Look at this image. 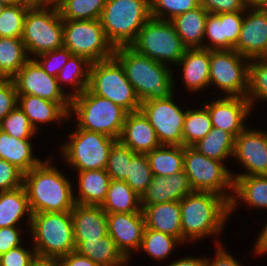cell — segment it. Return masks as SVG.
<instances>
[{
	"instance_id": "cell-1",
	"label": "cell",
	"mask_w": 267,
	"mask_h": 266,
	"mask_svg": "<svg viewBox=\"0 0 267 266\" xmlns=\"http://www.w3.org/2000/svg\"><path fill=\"white\" fill-rule=\"evenodd\" d=\"M50 164L40 162L23 175L32 214L71 211L76 204L70 181Z\"/></svg>"
},
{
	"instance_id": "cell-2",
	"label": "cell",
	"mask_w": 267,
	"mask_h": 266,
	"mask_svg": "<svg viewBox=\"0 0 267 266\" xmlns=\"http://www.w3.org/2000/svg\"><path fill=\"white\" fill-rule=\"evenodd\" d=\"M114 57L123 66L140 102L164 99L173 95L169 66L136 52L130 46L115 48Z\"/></svg>"
},
{
	"instance_id": "cell-3",
	"label": "cell",
	"mask_w": 267,
	"mask_h": 266,
	"mask_svg": "<svg viewBox=\"0 0 267 266\" xmlns=\"http://www.w3.org/2000/svg\"><path fill=\"white\" fill-rule=\"evenodd\" d=\"M183 242L221 232L230 203L213 192L193 191L180 200Z\"/></svg>"
},
{
	"instance_id": "cell-4",
	"label": "cell",
	"mask_w": 267,
	"mask_h": 266,
	"mask_svg": "<svg viewBox=\"0 0 267 266\" xmlns=\"http://www.w3.org/2000/svg\"><path fill=\"white\" fill-rule=\"evenodd\" d=\"M151 17L150 0H106L99 21L114 48L130 46Z\"/></svg>"
},
{
	"instance_id": "cell-5",
	"label": "cell",
	"mask_w": 267,
	"mask_h": 266,
	"mask_svg": "<svg viewBox=\"0 0 267 266\" xmlns=\"http://www.w3.org/2000/svg\"><path fill=\"white\" fill-rule=\"evenodd\" d=\"M70 112L78 118V128L102 133L117 140L121 137L127 111L111 100L93 94L88 88L71 98Z\"/></svg>"
},
{
	"instance_id": "cell-6",
	"label": "cell",
	"mask_w": 267,
	"mask_h": 266,
	"mask_svg": "<svg viewBox=\"0 0 267 266\" xmlns=\"http://www.w3.org/2000/svg\"><path fill=\"white\" fill-rule=\"evenodd\" d=\"M29 226L37 256L61 258L75 251L71 211L32 214Z\"/></svg>"
},
{
	"instance_id": "cell-7",
	"label": "cell",
	"mask_w": 267,
	"mask_h": 266,
	"mask_svg": "<svg viewBox=\"0 0 267 266\" xmlns=\"http://www.w3.org/2000/svg\"><path fill=\"white\" fill-rule=\"evenodd\" d=\"M88 89L93 94L120 105L128 113L140 110L141 102L127 79L123 66L115 57L91 63Z\"/></svg>"
},
{
	"instance_id": "cell-8",
	"label": "cell",
	"mask_w": 267,
	"mask_h": 266,
	"mask_svg": "<svg viewBox=\"0 0 267 266\" xmlns=\"http://www.w3.org/2000/svg\"><path fill=\"white\" fill-rule=\"evenodd\" d=\"M130 47L163 64H178L187 49L171 21L154 17L146 21Z\"/></svg>"
},
{
	"instance_id": "cell-9",
	"label": "cell",
	"mask_w": 267,
	"mask_h": 266,
	"mask_svg": "<svg viewBox=\"0 0 267 266\" xmlns=\"http://www.w3.org/2000/svg\"><path fill=\"white\" fill-rule=\"evenodd\" d=\"M63 47L91 63L110 59L114 57L115 51L99 19H63Z\"/></svg>"
},
{
	"instance_id": "cell-10",
	"label": "cell",
	"mask_w": 267,
	"mask_h": 266,
	"mask_svg": "<svg viewBox=\"0 0 267 266\" xmlns=\"http://www.w3.org/2000/svg\"><path fill=\"white\" fill-rule=\"evenodd\" d=\"M27 53L36 57L63 47V19L56 8L30 7L27 10L23 34Z\"/></svg>"
},
{
	"instance_id": "cell-11",
	"label": "cell",
	"mask_w": 267,
	"mask_h": 266,
	"mask_svg": "<svg viewBox=\"0 0 267 266\" xmlns=\"http://www.w3.org/2000/svg\"><path fill=\"white\" fill-rule=\"evenodd\" d=\"M183 171L194 191L213 192L230 203L233 195L222 191L226 188L234 191V179L224 163L208 158L192 146H184Z\"/></svg>"
},
{
	"instance_id": "cell-12",
	"label": "cell",
	"mask_w": 267,
	"mask_h": 266,
	"mask_svg": "<svg viewBox=\"0 0 267 266\" xmlns=\"http://www.w3.org/2000/svg\"><path fill=\"white\" fill-rule=\"evenodd\" d=\"M73 133L69 134L70 142L62 146L67 163L78 171L106 169L111 147L117 139L78 127Z\"/></svg>"
},
{
	"instance_id": "cell-13",
	"label": "cell",
	"mask_w": 267,
	"mask_h": 266,
	"mask_svg": "<svg viewBox=\"0 0 267 266\" xmlns=\"http://www.w3.org/2000/svg\"><path fill=\"white\" fill-rule=\"evenodd\" d=\"M245 59L250 61L234 49L210 50L209 85L214 83L221 91L224 90L228 96L246 97L249 61L246 63Z\"/></svg>"
},
{
	"instance_id": "cell-14",
	"label": "cell",
	"mask_w": 267,
	"mask_h": 266,
	"mask_svg": "<svg viewBox=\"0 0 267 266\" xmlns=\"http://www.w3.org/2000/svg\"><path fill=\"white\" fill-rule=\"evenodd\" d=\"M140 110L156 131L161 145H182L186 111L173 102V95L151 101H143Z\"/></svg>"
},
{
	"instance_id": "cell-15",
	"label": "cell",
	"mask_w": 267,
	"mask_h": 266,
	"mask_svg": "<svg viewBox=\"0 0 267 266\" xmlns=\"http://www.w3.org/2000/svg\"><path fill=\"white\" fill-rule=\"evenodd\" d=\"M18 94L34 95L53 102H71L57 78L48 75L41 65L30 58L12 78Z\"/></svg>"
},
{
	"instance_id": "cell-16",
	"label": "cell",
	"mask_w": 267,
	"mask_h": 266,
	"mask_svg": "<svg viewBox=\"0 0 267 266\" xmlns=\"http://www.w3.org/2000/svg\"><path fill=\"white\" fill-rule=\"evenodd\" d=\"M145 228L143 210L132 213H107L108 235L127 260L133 250L140 249Z\"/></svg>"
},
{
	"instance_id": "cell-17",
	"label": "cell",
	"mask_w": 267,
	"mask_h": 266,
	"mask_svg": "<svg viewBox=\"0 0 267 266\" xmlns=\"http://www.w3.org/2000/svg\"><path fill=\"white\" fill-rule=\"evenodd\" d=\"M233 156L248 171L236 176L267 175V132L245 128L235 138Z\"/></svg>"
},
{
	"instance_id": "cell-18",
	"label": "cell",
	"mask_w": 267,
	"mask_h": 266,
	"mask_svg": "<svg viewBox=\"0 0 267 266\" xmlns=\"http://www.w3.org/2000/svg\"><path fill=\"white\" fill-rule=\"evenodd\" d=\"M250 9L234 50L248 59L262 58L267 51V8Z\"/></svg>"
},
{
	"instance_id": "cell-19",
	"label": "cell",
	"mask_w": 267,
	"mask_h": 266,
	"mask_svg": "<svg viewBox=\"0 0 267 266\" xmlns=\"http://www.w3.org/2000/svg\"><path fill=\"white\" fill-rule=\"evenodd\" d=\"M205 108L211 118L212 126L231 133L235 138L246 128L244 120L250 113L251 105L246 97L225 96L212 101Z\"/></svg>"
},
{
	"instance_id": "cell-20",
	"label": "cell",
	"mask_w": 267,
	"mask_h": 266,
	"mask_svg": "<svg viewBox=\"0 0 267 266\" xmlns=\"http://www.w3.org/2000/svg\"><path fill=\"white\" fill-rule=\"evenodd\" d=\"M189 179L184 171L170 176H155L143 194L140 196L141 205L180 201L192 193Z\"/></svg>"
},
{
	"instance_id": "cell-21",
	"label": "cell",
	"mask_w": 267,
	"mask_h": 266,
	"mask_svg": "<svg viewBox=\"0 0 267 266\" xmlns=\"http://www.w3.org/2000/svg\"><path fill=\"white\" fill-rule=\"evenodd\" d=\"M119 140L139 154L161 146L156 131L141 110L127 113Z\"/></svg>"
},
{
	"instance_id": "cell-22",
	"label": "cell",
	"mask_w": 267,
	"mask_h": 266,
	"mask_svg": "<svg viewBox=\"0 0 267 266\" xmlns=\"http://www.w3.org/2000/svg\"><path fill=\"white\" fill-rule=\"evenodd\" d=\"M71 219L74 241L98 240L108 234L107 213L100 205L75 204Z\"/></svg>"
},
{
	"instance_id": "cell-23",
	"label": "cell",
	"mask_w": 267,
	"mask_h": 266,
	"mask_svg": "<svg viewBox=\"0 0 267 266\" xmlns=\"http://www.w3.org/2000/svg\"><path fill=\"white\" fill-rule=\"evenodd\" d=\"M18 103L35 131L38 123L60 121L70 116L71 102H53L39 96L18 94Z\"/></svg>"
},
{
	"instance_id": "cell-24",
	"label": "cell",
	"mask_w": 267,
	"mask_h": 266,
	"mask_svg": "<svg viewBox=\"0 0 267 266\" xmlns=\"http://www.w3.org/2000/svg\"><path fill=\"white\" fill-rule=\"evenodd\" d=\"M146 227L176 237L183 242L180 201L141 205Z\"/></svg>"
},
{
	"instance_id": "cell-25",
	"label": "cell",
	"mask_w": 267,
	"mask_h": 266,
	"mask_svg": "<svg viewBox=\"0 0 267 266\" xmlns=\"http://www.w3.org/2000/svg\"><path fill=\"white\" fill-rule=\"evenodd\" d=\"M183 67V82L191 91H199L209 85L210 50L203 48L186 49L178 64Z\"/></svg>"
},
{
	"instance_id": "cell-26",
	"label": "cell",
	"mask_w": 267,
	"mask_h": 266,
	"mask_svg": "<svg viewBox=\"0 0 267 266\" xmlns=\"http://www.w3.org/2000/svg\"><path fill=\"white\" fill-rule=\"evenodd\" d=\"M207 15L206 9L199 5L171 20L183 45L187 49L203 48L202 39L206 37L204 32Z\"/></svg>"
},
{
	"instance_id": "cell-27",
	"label": "cell",
	"mask_w": 267,
	"mask_h": 266,
	"mask_svg": "<svg viewBox=\"0 0 267 266\" xmlns=\"http://www.w3.org/2000/svg\"><path fill=\"white\" fill-rule=\"evenodd\" d=\"M79 196L74 197L76 204L102 205L107 196L111 181L106 169L79 171Z\"/></svg>"
},
{
	"instance_id": "cell-28",
	"label": "cell",
	"mask_w": 267,
	"mask_h": 266,
	"mask_svg": "<svg viewBox=\"0 0 267 266\" xmlns=\"http://www.w3.org/2000/svg\"><path fill=\"white\" fill-rule=\"evenodd\" d=\"M75 245L78 254L100 266H124L128 262L108 234L98 240L75 241Z\"/></svg>"
},
{
	"instance_id": "cell-29",
	"label": "cell",
	"mask_w": 267,
	"mask_h": 266,
	"mask_svg": "<svg viewBox=\"0 0 267 266\" xmlns=\"http://www.w3.org/2000/svg\"><path fill=\"white\" fill-rule=\"evenodd\" d=\"M29 139H18L0 130V159L15 165L23 173L30 171L41 161L32 154Z\"/></svg>"
},
{
	"instance_id": "cell-30",
	"label": "cell",
	"mask_w": 267,
	"mask_h": 266,
	"mask_svg": "<svg viewBox=\"0 0 267 266\" xmlns=\"http://www.w3.org/2000/svg\"><path fill=\"white\" fill-rule=\"evenodd\" d=\"M234 194L230 201V213L237 206L238 199L249 204L251 207L267 209V175L256 176H233Z\"/></svg>"
},
{
	"instance_id": "cell-31",
	"label": "cell",
	"mask_w": 267,
	"mask_h": 266,
	"mask_svg": "<svg viewBox=\"0 0 267 266\" xmlns=\"http://www.w3.org/2000/svg\"><path fill=\"white\" fill-rule=\"evenodd\" d=\"M140 205V196L124 180L111 179L101 207L106 213H132L142 211Z\"/></svg>"
},
{
	"instance_id": "cell-32",
	"label": "cell",
	"mask_w": 267,
	"mask_h": 266,
	"mask_svg": "<svg viewBox=\"0 0 267 266\" xmlns=\"http://www.w3.org/2000/svg\"><path fill=\"white\" fill-rule=\"evenodd\" d=\"M28 213L31 223V210L24 186L0 191V228L17 226L18 221Z\"/></svg>"
},
{
	"instance_id": "cell-33",
	"label": "cell",
	"mask_w": 267,
	"mask_h": 266,
	"mask_svg": "<svg viewBox=\"0 0 267 266\" xmlns=\"http://www.w3.org/2000/svg\"><path fill=\"white\" fill-rule=\"evenodd\" d=\"M146 156L155 176L167 177L183 171V145H161L146 153Z\"/></svg>"
},
{
	"instance_id": "cell-34",
	"label": "cell",
	"mask_w": 267,
	"mask_h": 266,
	"mask_svg": "<svg viewBox=\"0 0 267 266\" xmlns=\"http://www.w3.org/2000/svg\"><path fill=\"white\" fill-rule=\"evenodd\" d=\"M21 38L0 37V78L12 79L30 59Z\"/></svg>"
},
{
	"instance_id": "cell-35",
	"label": "cell",
	"mask_w": 267,
	"mask_h": 266,
	"mask_svg": "<svg viewBox=\"0 0 267 266\" xmlns=\"http://www.w3.org/2000/svg\"><path fill=\"white\" fill-rule=\"evenodd\" d=\"M192 147L208 158L224 162V159L234 154L235 137L223 129L213 127Z\"/></svg>"
},
{
	"instance_id": "cell-36",
	"label": "cell",
	"mask_w": 267,
	"mask_h": 266,
	"mask_svg": "<svg viewBox=\"0 0 267 266\" xmlns=\"http://www.w3.org/2000/svg\"><path fill=\"white\" fill-rule=\"evenodd\" d=\"M91 62L85 57L72 55L67 63L61 68L57 76L58 84L66 83L74 87V91L70 94V98L81 94L88 88L89 84V68ZM83 67H86L85 69ZM76 86V87H75Z\"/></svg>"
},
{
	"instance_id": "cell-37",
	"label": "cell",
	"mask_w": 267,
	"mask_h": 266,
	"mask_svg": "<svg viewBox=\"0 0 267 266\" xmlns=\"http://www.w3.org/2000/svg\"><path fill=\"white\" fill-rule=\"evenodd\" d=\"M213 128L208 110L190 109L186 111L183 128V146H193L203 139Z\"/></svg>"
},
{
	"instance_id": "cell-38",
	"label": "cell",
	"mask_w": 267,
	"mask_h": 266,
	"mask_svg": "<svg viewBox=\"0 0 267 266\" xmlns=\"http://www.w3.org/2000/svg\"><path fill=\"white\" fill-rule=\"evenodd\" d=\"M106 0H61L58 11L62 19L98 20Z\"/></svg>"
},
{
	"instance_id": "cell-39",
	"label": "cell",
	"mask_w": 267,
	"mask_h": 266,
	"mask_svg": "<svg viewBox=\"0 0 267 266\" xmlns=\"http://www.w3.org/2000/svg\"><path fill=\"white\" fill-rule=\"evenodd\" d=\"M177 243L181 242L176 237L146 227L140 249L154 259L161 260L168 257Z\"/></svg>"
},
{
	"instance_id": "cell-40",
	"label": "cell",
	"mask_w": 267,
	"mask_h": 266,
	"mask_svg": "<svg viewBox=\"0 0 267 266\" xmlns=\"http://www.w3.org/2000/svg\"><path fill=\"white\" fill-rule=\"evenodd\" d=\"M29 8L24 0L14 5L5 6L0 15V37L21 38L24 19Z\"/></svg>"
},
{
	"instance_id": "cell-41",
	"label": "cell",
	"mask_w": 267,
	"mask_h": 266,
	"mask_svg": "<svg viewBox=\"0 0 267 266\" xmlns=\"http://www.w3.org/2000/svg\"><path fill=\"white\" fill-rule=\"evenodd\" d=\"M153 178L146 154L136 153L128 163V173L124 181L141 196Z\"/></svg>"
},
{
	"instance_id": "cell-42",
	"label": "cell",
	"mask_w": 267,
	"mask_h": 266,
	"mask_svg": "<svg viewBox=\"0 0 267 266\" xmlns=\"http://www.w3.org/2000/svg\"><path fill=\"white\" fill-rule=\"evenodd\" d=\"M248 92L246 98L252 107L256 98L267 101V61L262 58L250 59Z\"/></svg>"
},
{
	"instance_id": "cell-43",
	"label": "cell",
	"mask_w": 267,
	"mask_h": 266,
	"mask_svg": "<svg viewBox=\"0 0 267 266\" xmlns=\"http://www.w3.org/2000/svg\"><path fill=\"white\" fill-rule=\"evenodd\" d=\"M136 153L117 140L111 147L106 172L112 180H124L128 173V163Z\"/></svg>"
},
{
	"instance_id": "cell-44",
	"label": "cell",
	"mask_w": 267,
	"mask_h": 266,
	"mask_svg": "<svg viewBox=\"0 0 267 266\" xmlns=\"http://www.w3.org/2000/svg\"><path fill=\"white\" fill-rule=\"evenodd\" d=\"M0 130L18 139H30L36 132L18 105L0 121Z\"/></svg>"
},
{
	"instance_id": "cell-45",
	"label": "cell",
	"mask_w": 267,
	"mask_h": 266,
	"mask_svg": "<svg viewBox=\"0 0 267 266\" xmlns=\"http://www.w3.org/2000/svg\"><path fill=\"white\" fill-rule=\"evenodd\" d=\"M150 4L151 17L171 21L176 16L198 7L200 0H150Z\"/></svg>"
},
{
	"instance_id": "cell-46",
	"label": "cell",
	"mask_w": 267,
	"mask_h": 266,
	"mask_svg": "<svg viewBox=\"0 0 267 266\" xmlns=\"http://www.w3.org/2000/svg\"><path fill=\"white\" fill-rule=\"evenodd\" d=\"M246 11L216 14L222 21L223 38H226V50H233L239 39Z\"/></svg>"
},
{
	"instance_id": "cell-47",
	"label": "cell",
	"mask_w": 267,
	"mask_h": 266,
	"mask_svg": "<svg viewBox=\"0 0 267 266\" xmlns=\"http://www.w3.org/2000/svg\"><path fill=\"white\" fill-rule=\"evenodd\" d=\"M72 55L73 54L69 49L62 47L57 50L40 54L38 55L40 60L39 58L35 60L41 65V67L48 75L57 78L59 72L61 71V68L67 63Z\"/></svg>"
},
{
	"instance_id": "cell-48",
	"label": "cell",
	"mask_w": 267,
	"mask_h": 266,
	"mask_svg": "<svg viewBox=\"0 0 267 266\" xmlns=\"http://www.w3.org/2000/svg\"><path fill=\"white\" fill-rule=\"evenodd\" d=\"M204 35L210 39V45H203V49L226 50V38H223L222 21L216 14L208 13Z\"/></svg>"
},
{
	"instance_id": "cell-49",
	"label": "cell",
	"mask_w": 267,
	"mask_h": 266,
	"mask_svg": "<svg viewBox=\"0 0 267 266\" xmlns=\"http://www.w3.org/2000/svg\"><path fill=\"white\" fill-rule=\"evenodd\" d=\"M24 173L15 165L0 159V191H9L23 186Z\"/></svg>"
},
{
	"instance_id": "cell-50",
	"label": "cell",
	"mask_w": 267,
	"mask_h": 266,
	"mask_svg": "<svg viewBox=\"0 0 267 266\" xmlns=\"http://www.w3.org/2000/svg\"><path fill=\"white\" fill-rule=\"evenodd\" d=\"M18 105V93L12 79L0 78V121Z\"/></svg>"
},
{
	"instance_id": "cell-51",
	"label": "cell",
	"mask_w": 267,
	"mask_h": 266,
	"mask_svg": "<svg viewBox=\"0 0 267 266\" xmlns=\"http://www.w3.org/2000/svg\"><path fill=\"white\" fill-rule=\"evenodd\" d=\"M36 251H27L19 246L0 255V266H30L36 258Z\"/></svg>"
},
{
	"instance_id": "cell-52",
	"label": "cell",
	"mask_w": 267,
	"mask_h": 266,
	"mask_svg": "<svg viewBox=\"0 0 267 266\" xmlns=\"http://www.w3.org/2000/svg\"><path fill=\"white\" fill-rule=\"evenodd\" d=\"M200 5L211 14L240 12L247 9L243 0H200Z\"/></svg>"
},
{
	"instance_id": "cell-53",
	"label": "cell",
	"mask_w": 267,
	"mask_h": 266,
	"mask_svg": "<svg viewBox=\"0 0 267 266\" xmlns=\"http://www.w3.org/2000/svg\"><path fill=\"white\" fill-rule=\"evenodd\" d=\"M20 230L16 226L0 228V255L20 245Z\"/></svg>"
},
{
	"instance_id": "cell-54",
	"label": "cell",
	"mask_w": 267,
	"mask_h": 266,
	"mask_svg": "<svg viewBox=\"0 0 267 266\" xmlns=\"http://www.w3.org/2000/svg\"><path fill=\"white\" fill-rule=\"evenodd\" d=\"M61 266H100L88 257L78 254L76 251L59 258Z\"/></svg>"
},
{
	"instance_id": "cell-55",
	"label": "cell",
	"mask_w": 267,
	"mask_h": 266,
	"mask_svg": "<svg viewBox=\"0 0 267 266\" xmlns=\"http://www.w3.org/2000/svg\"><path fill=\"white\" fill-rule=\"evenodd\" d=\"M216 257L214 262H210L209 259L205 258V266H243L238 263L235 258L229 255L222 246L220 247V243L218 242ZM209 260V261H208Z\"/></svg>"
},
{
	"instance_id": "cell-56",
	"label": "cell",
	"mask_w": 267,
	"mask_h": 266,
	"mask_svg": "<svg viewBox=\"0 0 267 266\" xmlns=\"http://www.w3.org/2000/svg\"><path fill=\"white\" fill-rule=\"evenodd\" d=\"M29 7H42V8H51L58 9L61 0H24Z\"/></svg>"
},
{
	"instance_id": "cell-57",
	"label": "cell",
	"mask_w": 267,
	"mask_h": 266,
	"mask_svg": "<svg viewBox=\"0 0 267 266\" xmlns=\"http://www.w3.org/2000/svg\"><path fill=\"white\" fill-rule=\"evenodd\" d=\"M168 266H205V259L201 258H182L179 260H175L173 263L169 264Z\"/></svg>"
},
{
	"instance_id": "cell-58",
	"label": "cell",
	"mask_w": 267,
	"mask_h": 266,
	"mask_svg": "<svg viewBox=\"0 0 267 266\" xmlns=\"http://www.w3.org/2000/svg\"><path fill=\"white\" fill-rule=\"evenodd\" d=\"M257 239L255 245L256 253L263 254L267 252V223Z\"/></svg>"
},
{
	"instance_id": "cell-59",
	"label": "cell",
	"mask_w": 267,
	"mask_h": 266,
	"mask_svg": "<svg viewBox=\"0 0 267 266\" xmlns=\"http://www.w3.org/2000/svg\"><path fill=\"white\" fill-rule=\"evenodd\" d=\"M30 266H61V263L59 258L36 256Z\"/></svg>"
},
{
	"instance_id": "cell-60",
	"label": "cell",
	"mask_w": 267,
	"mask_h": 266,
	"mask_svg": "<svg viewBox=\"0 0 267 266\" xmlns=\"http://www.w3.org/2000/svg\"><path fill=\"white\" fill-rule=\"evenodd\" d=\"M245 7L248 8H267V0H243Z\"/></svg>"
},
{
	"instance_id": "cell-61",
	"label": "cell",
	"mask_w": 267,
	"mask_h": 266,
	"mask_svg": "<svg viewBox=\"0 0 267 266\" xmlns=\"http://www.w3.org/2000/svg\"><path fill=\"white\" fill-rule=\"evenodd\" d=\"M23 0H0V3L4 4L5 6H10L22 2Z\"/></svg>"
},
{
	"instance_id": "cell-62",
	"label": "cell",
	"mask_w": 267,
	"mask_h": 266,
	"mask_svg": "<svg viewBox=\"0 0 267 266\" xmlns=\"http://www.w3.org/2000/svg\"><path fill=\"white\" fill-rule=\"evenodd\" d=\"M5 8V5L0 3V15L2 14L3 9Z\"/></svg>"
},
{
	"instance_id": "cell-63",
	"label": "cell",
	"mask_w": 267,
	"mask_h": 266,
	"mask_svg": "<svg viewBox=\"0 0 267 266\" xmlns=\"http://www.w3.org/2000/svg\"><path fill=\"white\" fill-rule=\"evenodd\" d=\"M262 59H264L265 61H267V51H266L265 55L262 57Z\"/></svg>"
}]
</instances>
